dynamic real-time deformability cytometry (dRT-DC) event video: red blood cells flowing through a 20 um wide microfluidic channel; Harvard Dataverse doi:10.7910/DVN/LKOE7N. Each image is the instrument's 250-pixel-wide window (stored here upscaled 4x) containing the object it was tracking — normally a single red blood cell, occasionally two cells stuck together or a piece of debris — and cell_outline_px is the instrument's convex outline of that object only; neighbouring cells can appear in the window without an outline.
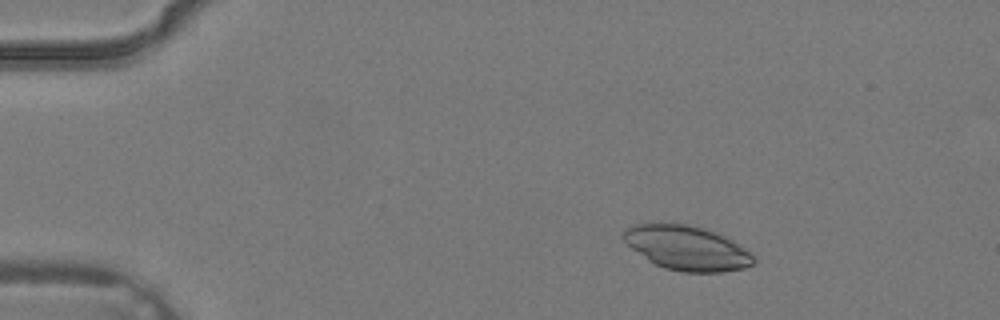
{"species": "common noctule bat (a hibernating species)", "species_latin": "Nyctalus noctula", "temperature_condition": "warm", "stored_images_in_passage": 2, "camera_frame_rate_fps": 3000, "um_per_image_px": 0.085, "animal": {"sex": "male", "body_mass_g": 19.2, "forearm_length_mm": 51.8}, "frame": {"image": 1, "passage_image": 1, "time_ms": 0.0, "image_size_px": [1000, 320], "cell_outline_px": [[756, 260], [752, 264], [744, 268], [720, 272], [684, 272], [664, 268], [648, 260], [632, 248], [620, 236], [624, 228], [632, 224], [688, 224], [704, 228], [716, 232], [732, 240], [748, 252]], "centroid_in_image_um": [58.35, 21.07], "position_along_channel_um": 26.7, "area_um2": 33.41}}